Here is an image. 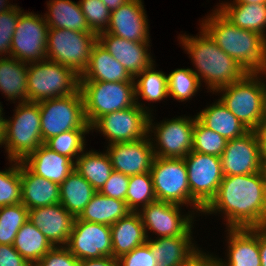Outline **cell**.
<instances>
[{
	"instance_id": "4dcf8cb0",
	"label": "cell",
	"mask_w": 266,
	"mask_h": 266,
	"mask_svg": "<svg viewBox=\"0 0 266 266\" xmlns=\"http://www.w3.org/2000/svg\"><path fill=\"white\" fill-rule=\"evenodd\" d=\"M48 13L44 19L49 28L70 29L82 33H93L81 10L79 2L71 0H50L47 2Z\"/></svg>"
},
{
	"instance_id": "7402d4cb",
	"label": "cell",
	"mask_w": 266,
	"mask_h": 266,
	"mask_svg": "<svg viewBox=\"0 0 266 266\" xmlns=\"http://www.w3.org/2000/svg\"><path fill=\"white\" fill-rule=\"evenodd\" d=\"M226 232L228 259L218 258L219 266H261L259 228H227Z\"/></svg>"
},
{
	"instance_id": "d4e9b609",
	"label": "cell",
	"mask_w": 266,
	"mask_h": 266,
	"mask_svg": "<svg viewBox=\"0 0 266 266\" xmlns=\"http://www.w3.org/2000/svg\"><path fill=\"white\" fill-rule=\"evenodd\" d=\"M80 81L134 82V78L97 42L92 48L87 69L80 76Z\"/></svg>"
},
{
	"instance_id": "5b68a950",
	"label": "cell",
	"mask_w": 266,
	"mask_h": 266,
	"mask_svg": "<svg viewBox=\"0 0 266 266\" xmlns=\"http://www.w3.org/2000/svg\"><path fill=\"white\" fill-rule=\"evenodd\" d=\"M79 89L80 75L69 67L48 59L28 65V102L69 96Z\"/></svg>"
},
{
	"instance_id": "7a4b0ae2",
	"label": "cell",
	"mask_w": 266,
	"mask_h": 266,
	"mask_svg": "<svg viewBox=\"0 0 266 266\" xmlns=\"http://www.w3.org/2000/svg\"><path fill=\"white\" fill-rule=\"evenodd\" d=\"M201 27L247 73H266V39L227 20L217 9L202 20Z\"/></svg>"
},
{
	"instance_id": "cb8c5ba5",
	"label": "cell",
	"mask_w": 266,
	"mask_h": 266,
	"mask_svg": "<svg viewBox=\"0 0 266 266\" xmlns=\"http://www.w3.org/2000/svg\"><path fill=\"white\" fill-rule=\"evenodd\" d=\"M22 186L21 203L28 209L54 205L60 202V185L32 173L20 162Z\"/></svg>"
},
{
	"instance_id": "f35d334b",
	"label": "cell",
	"mask_w": 266,
	"mask_h": 266,
	"mask_svg": "<svg viewBox=\"0 0 266 266\" xmlns=\"http://www.w3.org/2000/svg\"><path fill=\"white\" fill-rule=\"evenodd\" d=\"M91 129H73L65 131L48 139L44 144L53 151L65 155L72 161L82 154L85 150V135ZM75 159V160H74Z\"/></svg>"
},
{
	"instance_id": "681fc988",
	"label": "cell",
	"mask_w": 266,
	"mask_h": 266,
	"mask_svg": "<svg viewBox=\"0 0 266 266\" xmlns=\"http://www.w3.org/2000/svg\"><path fill=\"white\" fill-rule=\"evenodd\" d=\"M181 266H219L218 257L198 249Z\"/></svg>"
},
{
	"instance_id": "f1b7e54d",
	"label": "cell",
	"mask_w": 266,
	"mask_h": 266,
	"mask_svg": "<svg viewBox=\"0 0 266 266\" xmlns=\"http://www.w3.org/2000/svg\"><path fill=\"white\" fill-rule=\"evenodd\" d=\"M196 117L205 127L218 133L227 141L242 137L249 131L220 99L197 113Z\"/></svg>"
},
{
	"instance_id": "91938a15",
	"label": "cell",
	"mask_w": 266,
	"mask_h": 266,
	"mask_svg": "<svg viewBox=\"0 0 266 266\" xmlns=\"http://www.w3.org/2000/svg\"><path fill=\"white\" fill-rule=\"evenodd\" d=\"M3 108L2 105L0 104V126H2V117H3Z\"/></svg>"
},
{
	"instance_id": "ab89813d",
	"label": "cell",
	"mask_w": 266,
	"mask_h": 266,
	"mask_svg": "<svg viewBox=\"0 0 266 266\" xmlns=\"http://www.w3.org/2000/svg\"><path fill=\"white\" fill-rule=\"evenodd\" d=\"M168 95L179 102L186 101L195 96L201 82L191 68H177L167 74Z\"/></svg>"
},
{
	"instance_id": "680465c9",
	"label": "cell",
	"mask_w": 266,
	"mask_h": 266,
	"mask_svg": "<svg viewBox=\"0 0 266 266\" xmlns=\"http://www.w3.org/2000/svg\"><path fill=\"white\" fill-rule=\"evenodd\" d=\"M0 146H4L3 145V133H2V126H0Z\"/></svg>"
},
{
	"instance_id": "db71d44e",
	"label": "cell",
	"mask_w": 266,
	"mask_h": 266,
	"mask_svg": "<svg viewBox=\"0 0 266 266\" xmlns=\"http://www.w3.org/2000/svg\"><path fill=\"white\" fill-rule=\"evenodd\" d=\"M110 11L126 4L129 0H101Z\"/></svg>"
},
{
	"instance_id": "30bf717a",
	"label": "cell",
	"mask_w": 266,
	"mask_h": 266,
	"mask_svg": "<svg viewBox=\"0 0 266 266\" xmlns=\"http://www.w3.org/2000/svg\"><path fill=\"white\" fill-rule=\"evenodd\" d=\"M40 108L43 143L73 129H91L87 123L80 89L72 95L37 102Z\"/></svg>"
},
{
	"instance_id": "2e32d148",
	"label": "cell",
	"mask_w": 266,
	"mask_h": 266,
	"mask_svg": "<svg viewBox=\"0 0 266 266\" xmlns=\"http://www.w3.org/2000/svg\"><path fill=\"white\" fill-rule=\"evenodd\" d=\"M224 176L246 175L265 169L256 130H249L242 137L228 140L220 156Z\"/></svg>"
},
{
	"instance_id": "f546056e",
	"label": "cell",
	"mask_w": 266,
	"mask_h": 266,
	"mask_svg": "<svg viewBox=\"0 0 266 266\" xmlns=\"http://www.w3.org/2000/svg\"><path fill=\"white\" fill-rule=\"evenodd\" d=\"M0 57V92L7 100L28 102L27 79L29 63L13 57Z\"/></svg>"
},
{
	"instance_id": "83f0119b",
	"label": "cell",
	"mask_w": 266,
	"mask_h": 266,
	"mask_svg": "<svg viewBox=\"0 0 266 266\" xmlns=\"http://www.w3.org/2000/svg\"><path fill=\"white\" fill-rule=\"evenodd\" d=\"M217 10L232 24L266 39V4L220 3Z\"/></svg>"
},
{
	"instance_id": "f5cc1de1",
	"label": "cell",
	"mask_w": 266,
	"mask_h": 266,
	"mask_svg": "<svg viewBox=\"0 0 266 266\" xmlns=\"http://www.w3.org/2000/svg\"><path fill=\"white\" fill-rule=\"evenodd\" d=\"M259 252L261 266H266V227L259 228Z\"/></svg>"
},
{
	"instance_id": "74e56055",
	"label": "cell",
	"mask_w": 266,
	"mask_h": 266,
	"mask_svg": "<svg viewBox=\"0 0 266 266\" xmlns=\"http://www.w3.org/2000/svg\"><path fill=\"white\" fill-rule=\"evenodd\" d=\"M29 220V210L22 204L0 207V244L13 245L17 232Z\"/></svg>"
},
{
	"instance_id": "e575fe53",
	"label": "cell",
	"mask_w": 266,
	"mask_h": 266,
	"mask_svg": "<svg viewBox=\"0 0 266 266\" xmlns=\"http://www.w3.org/2000/svg\"><path fill=\"white\" fill-rule=\"evenodd\" d=\"M75 171L82 175L99 192L114 171L106 152L89 150L75 161Z\"/></svg>"
},
{
	"instance_id": "d6a6232c",
	"label": "cell",
	"mask_w": 266,
	"mask_h": 266,
	"mask_svg": "<svg viewBox=\"0 0 266 266\" xmlns=\"http://www.w3.org/2000/svg\"><path fill=\"white\" fill-rule=\"evenodd\" d=\"M131 212L125 201L96 192L78 216L80 220L111 226Z\"/></svg>"
},
{
	"instance_id": "bcb514c9",
	"label": "cell",
	"mask_w": 266,
	"mask_h": 266,
	"mask_svg": "<svg viewBox=\"0 0 266 266\" xmlns=\"http://www.w3.org/2000/svg\"><path fill=\"white\" fill-rule=\"evenodd\" d=\"M117 260L118 266H156L157 262L146 243L122 255Z\"/></svg>"
},
{
	"instance_id": "4fadbf2b",
	"label": "cell",
	"mask_w": 266,
	"mask_h": 266,
	"mask_svg": "<svg viewBox=\"0 0 266 266\" xmlns=\"http://www.w3.org/2000/svg\"><path fill=\"white\" fill-rule=\"evenodd\" d=\"M150 173L157 200L190 205V187L184 158L154 157Z\"/></svg>"
},
{
	"instance_id": "f907efd6",
	"label": "cell",
	"mask_w": 266,
	"mask_h": 266,
	"mask_svg": "<svg viewBox=\"0 0 266 266\" xmlns=\"http://www.w3.org/2000/svg\"><path fill=\"white\" fill-rule=\"evenodd\" d=\"M79 266H118L117 258L104 256L102 258L79 260Z\"/></svg>"
},
{
	"instance_id": "52a82bcc",
	"label": "cell",
	"mask_w": 266,
	"mask_h": 266,
	"mask_svg": "<svg viewBox=\"0 0 266 266\" xmlns=\"http://www.w3.org/2000/svg\"><path fill=\"white\" fill-rule=\"evenodd\" d=\"M87 123L136 105L134 82L80 81Z\"/></svg>"
},
{
	"instance_id": "7c38bea8",
	"label": "cell",
	"mask_w": 266,
	"mask_h": 266,
	"mask_svg": "<svg viewBox=\"0 0 266 266\" xmlns=\"http://www.w3.org/2000/svg\"><path fill=\"white\" fill-rule=\"evenodd\" d=\"M143 105L139 103L133 107L106 114L91 126V130L95 129L102 133L107 140L109 139V144L142 139L148 135V121L152 112V110L149 111V107Z\"/></svg>"
},
{
	"instance_id": "9a60e30c",
	"label": "cell",
	"mask_w": 266,
	"mask_h": 266,
	"mask_svg": "<svg viewBox=\"0 0 266 266\" xmlns=\"http://www.w3.org/2000/svg\"><path fill=\"white\" fill-rule=\"evenodd\" d=\"M181 206L170 202L155 200L139 209L146 237L148 231H153L157 237H174L179 235H192L194 212L181 214ZM193 213V215H192Z\"/></svg>"
},
{
	"instance_id": "7dc6e473",
	"label": "cell",
	"mask_w": 266,
	"mask_h": 266,
	"mask_svg": "<svg viewBox=\"0 0 266 266\" xmlns=\"http://www.w3.org/2000/svg\"><path fill=\"white\" fill-rule=\"evenodd\" d=\"M129 180L130 176L113 171L99 192L104 196L125 201Z\"/></svg>"
},
{
	"instance_id": "11a10c76",
	"label": "cell",
	"mask_w": 266,
	"mask_h": 266,
	"mask_svg": "<svg viewBox=\"0 0 266 266\" xmlns=\"http://www.w3.org/2000/svg\"><path fill=\"white\" fill-rule=\"evenodd\" d=\"M7 1L8 0H0V13L6 12L15 6V5H12L11 3L8 4Z\"/></svg>"
},
{
	"instance_id": "d6986e66",
	"label": "cell",
	"mask_w": 266,
	"mask_h": 266,
	"mask_svg": "<svg viewBox=\"0 0 266 266\" xmlns=\"http://www.w3.org/2000/svg\"><path fill=\"white\" fill-rule=\"evenodd\" d=\"M105 32L133 42H150L148 19L142 0H129L111 11Z\"/></svg>"
},
{
	"instance_id": "8992f818",
	"label": "cell",
	"mask_w": 266,
	"mask_h": 266,
	"mask_svg": "<svg viewBox=\"0 0 266 266\" xmlns=\"http://www.w3.org/2000/svg\"><path fill=\"white\" fill-rule=\"evenodd\" d=\"M266 73H248L243 79L216 91L231 113L249 130L263 121V89ZM261 77V78H260Z\"/></svg>"
},
{
	"instance_id": "ffe728a7",
	"label": "cell",
	"mask_w": 266,
	"mask_h": 266,
	"mask_svg": "<svg viewBox=\"0 0 266 266\" xmlns=\"http://www.w3.org/2000/svg\"><path fill=\"white\" fill-rule=\"evenodd\" d=\"M98 42L133 78L155 62L148 53L150 42H133L106 32L98 34Z\"/></svg>"
},
{
	"instance_id": "60d3db41",
	"label": "cell",
	"mask_w": 266,
	"mask_h": 266,
	"mask_svg": "<svg viewBox=\"0 0 266 266\" xmlns=\"http://www.w3.org/2000/svg\"><path fill=\"white\" fill-rule=\"evenodd\" d=\"M9 162L11 166L5 171H0V207L16 205L22 201L20 161Z\"/></svg>"
},
{
	"instance_id": "6f0895ef",
	"label": "cell",
	"mask_w": 266,
	"mask_h": 266,
	"mask_svg": "<svg viewBox=\"0 0 266 266\" xmlns=\"http://www.w3.org/2000/svg\"><path fill=\"white\" fill-rule=\"evenodd\" d=\"M266 80L264 81L263 89V120H266Z\"/></svg>"
},
{
	"instance_id": "9f6ffc18",
	"label": "cell",
	"mask_w": 266,
	"mask_h": 266,
	"mask_svg": "<svg viewBox=\"0 0 266 266\" xmlns=\"http://www.w3.org/2000/svg\"><path fill=\"white\" fill-rule=\"evenodd\" d=\"M234 1L244 4H266V0H234Z\"/></svg>"
},
{
	"instance_id": "e0dca14e",
	"label": "cell",
	"mask_w": 266,
	"mask_h": 266,
	"mask_svg": "<svg viewBox=\"0 0 266 266\" xmlns=\"http://www.w3.org/2000/svg\"><path fill=\"white\" fill-rule=\"evenodd\" d=\"M66 247L78 260L112 256L111 227L75 217Z\"/></svg>"
},
{
	"instance_id": "7bdbcfd3",
	"label": "cell",
	"mask_w": 266,
	"mask_h": 266,
	"mask_svg": "<svg viewBox=\"0 0 266 266\" xmlns=\"http://www.w3.org/2000/svg\"><path fill=\"white\" fill-rule=\"evenodd\" d=\"M79 4L90 30L97 35L105 32L111 15L107 6L101 0H79Z\"/></svg>"
},
{
	"instance_id": "ac0fdd59",
	"label": "cell",
	"mask_w": 266,
	"mask_h": 266,
	"mask_svg": "<svg viewBox=\"0 0 266 266\" xmlns=\"http://www.w3.org/2000/svg\"><path fill=\"white\" fill-rule=\"evenodd\" d=\"M106 153L113 170L128 176L150 172L155 157L150 134L132 142L109 144Z\"/></svg>"
},
{
	"instance_id": "8d00e7d4",
	"label": "cell",
	"mask_w": 266,
	"mask_h": 266,
	"mask_svg": "<svg viewBox=\"0 0 266 266\" xmlns=\"http://www.w3.org/2000/svg\"><path fill=\"white\" fill-rule=\"evenodd\" d=\"M157 200L150 172L130 176L126 193V205L132 212H138L151 202Z\"/></svg>"
},
{
	"instance_id": "836d02e7",
	"label": "cell",
	"mask_w": 266,
	"mask_h": 266,
	"mask_svg": "<svg viewBox=\"0 0 266 266\" xmlns=\"http://www.w3.org/2000/svg\"><path fill=\"white\" fill-rule=\"evenodd\" d=\"M13 247L30 265L34 266L54 246L43 233L28 220L17 232Z\"/></svg>"
},
{
	"instance_id": "277c9868",
	"label": "cell",
	"mask_w": 266,
	"mask_h": 266,
	"mask_svg": "<svg viewBox=\"0 0 266 266\" xmlns=\"http://www.w3.org/2000/svg\"><path fill=\"white\" fill-rule=\"evenodd\" d=\"M13 118L2 117L3 146L8 160L22 162L43 143L40 108L37 102H22L15 106Z\"/></svg>"
},
{
	"instance_id": "484cf974",
	"label": "cell",
	"mask_w": 266,
	"mask_h": 266,
	"mask_svg": "<svg viewBox=\"0 0 266 266\" xmlns=\"http://www.w3.org/2000/svg\"><path fill=\"white\" fill-rule=\"evenodd\" d=\"M191 235H179L174 237L147 238L156 266H181L195 251L199 249L193 243Z\"/></svg>"
},
{
	"instance_id": "1f68e13d",
	"label": "cell",
	"mask_w": 266,
	"mask_h": 266,
	"mask_svg": "<svg viewBox=\"0 0 266 266\" xmlns=\"http://www.w3.org/2000/svg\"><path fill=\"white\" fill-rule=\"evenodd\" d=\"M97 191L77 171H72L60 184V204L78 217Z\"/></svg>"
},
{
	"instance_id": "b9f144b4",
	"label": "cell",
	"mask_w": 266,
	"mask_h": 266,
	"mask_svg": "<svg viewBox=\"0 0 266 266\" xmlns=\"http://www.w3.org/2000/svg\"><path fill=\"white\" fill-rule=\"evenodd\" d=\"M227 140L205 127L197 118L193 130L192 151L220 157L226 147Z\"/></svg>"
},
{
	"instance_id": "d590c367",
	"label": "cell",
	"mask_w": 266,
	"mask_h": 266,
	"mask_svg": "<svg viewBox=\"0 0 266 266\" xmlns=\"http://www.w3.org/2000/svg\"><path fill=\"white\" fill-rule=\"evenodd\" d=\"M154 65L153 62L134 77L136 104H139L140 97L154 103L169 96L167 75L162 71L155 70ZM136 79L138 80L136 81Z\"/></svg>"
},
{
	"instance_id": "603a6c76",
	"label": "cell",
	"mask_w": 266,
	"mask_h": 266,
	"mask_svg": "<svg viewBox=\"0 0 266 266\" xmlns=\"http://www.w3.org/2000/svg\"><path fill=\"white\" fill-rule=\"evenodd\" d=\"M22 163L35 175L61 184L75 170V162L41 144Z\"/></svg>"
},
{
	"instance_id": "5bb4252c",
	"label": "cell",
	"mask_w": 266,
	"mask_h": 266,
	"mask_svg": "<svg viewBox=\"0 0 266 266\" xmlns=\"http://www.w3.org/2000/svg\"><path fill=\"white\" fill-rule=\"evenodd\" d=\"M48 29L43 15L22 10L12 38L10 57L26 63L47 59Z\"/></svg>"
},
{
	"instance_id": "4316f807",
	"label": "cell",
	"mask_w": 266,
	"mask_h": 266,
	"mask_svg": "<svg viewBox=\"0 0 266 266\" xmlns=\"http://www.w3.org/2000/svg\"><path fill=\"white\" fill-rule=\"evenodd\" d=\"M110 227L114 258L118 259L146 243L145 229L138 212H129Z\"/></svg>"
},
{
	"instance_id": "ba28073f",
	"label": "cell",
	"mask_w": 266,
	"mask_h": 266,
	"mask_svg": "<svg viewBox=\"0 0 266 266\" xmlns=\"http://www.w3.org/2000/svg\"><path fill=\"white\" fill-rule=\"evenodd\" d=\"M97 42L98 35L95 33L49 28L46 57L73 69L81 76L87 69L92 48Z\"/></svg>"
},
{
	"instance_id": "f6af8a7d",
	"label": "cell",
	"mask_w": 266,
	"mask_h": 266,
	"mask_svg": "<svg viewBox=\"0 0 266 266\" xmlns=\"http://www.w3.org/2000/svg\"><path fill=\"white\" fill-rule=\"evenodd\" d=\"M34 266H79V260L66 246H55Z\"/></svg>"
},
{
	"instance_id": "3957f363",
	"label": "cell",
	"mask_w": 266,
	"mask_h": 266,
	"mask_svg": "<svg viewBox=\"0 0 266 266\" xmlns=\"http://www.w3.org/2000/svg\"><path fill=\"white\" fill-rule=\"evenodd\" d=\"M196 36H179L180 44L195 65L194 74L205 82L210 92L243 79L248 73L230 55L226 54L211 36L200 27ZM204 80V81H202Z\"/></svg>"
},
{
	"instance_id": "ee69618b",
	"label": "cell",
	"mask_w": 266,
	"mask_h": 266,
	"mask_svg": "<svg viewBox=\"0 0 266 266\" xmlns=\"http://www.w3.org/2000/svg\"><path fill=\"white\" fill-rule=\"evenodd\" d=\"M21 11L20 6L15 4L12 9L0 13V56L10 57L12 38Z\"/></svg>"
},
{
	"instance_id": "44dd1931",
	"label": "cell",
	"mask_w": 266,
	"mask_h": 266,
	"mask_svg": "<svg viewBox=\"0 0 266 266\" xmlns=\"http://www.w3.org/2000/svg\"><path fill=\"white\" fill-rule=\"evenodd\" d=\"M74 220L75 217L60 203L29 210V221L54 247L67 245Z\"/></svg>"
},
{
	"instance_id": "8fae6325",
	"label": "cell",
	"mask_w": 266,
	"mask_h": 266,
	"mask_svg": "<svg viewBox=\"0 0 266 266\" xmlns=\"http://www.w3.org/2000/svg\"><path fill=\"white\" fill-rule=\"evenodd\" d=\"M152 117L153 115L149 116L148 134L154 133L155 138L150 136V140H152L155 157L184 158L192 151L196 115L193 118L185 115L179 116L156 124L152 123Z\"/></svg>"
},
{
	"instance_id": "6da1fadb",
	"label": "cell",
	"mask_w": 266,
	"mask_h": 266,
	"mask_svg": "<svg viewBox=\"0 0 266 266\" xmlns=\"http://www.w3.org/2000/svg\"><path fill=\"white\" fill-rule=\"evenodd\" d=\"M221 212L226 228L266 227V169L261 172L224 176L218 192L203 214Z\"/></svg>"
},
{
	"instance_id": "9c48e42d",
	"label": "cell",
	"mask_w": 266,
	"mask_h": 266,
	"mask_svg": "<svg viewBox=\"0 0 266 266\" xmlns=\"http://www.w3.org/2000/svg\"><path fill=\"white\" fill-rule=\"evenodd\" d=\"M184 161L190 187V207L200 214L216 196L224 177L220 157L190 151Z\"/></svg>"
},
{
	"instance_id": "816d5d0a",
	"label": "cell",
	"mask_w": 266,
	"mask_h": 266,
	"mask_svg": "<svg viewBox=\"0 0 266 266\" xmlns=\"http://www.w3.org/2000/svg\"><path fill=\"white\" fill-rule=\"evenodd\" d=\"M256 132L259 137L263 159L266 161V120H263L259 124L258 128L256 129Z\"/></svg>"
},
{
	"instance_id": "c3c4849f",
	"label": "cell",
	"mask_w": 266,
	"mask_h": 266,
	"mask_svg": "<svg viewBox=\"0 0 266 266\" xmlns=\"http://www.w3.org/2000/svg\"><path fill=\"white\" fill-rule=\"evenodd\" d=\"M0 266H32L13 245L0 244Z\"/></svg>"
}]
</instances>
